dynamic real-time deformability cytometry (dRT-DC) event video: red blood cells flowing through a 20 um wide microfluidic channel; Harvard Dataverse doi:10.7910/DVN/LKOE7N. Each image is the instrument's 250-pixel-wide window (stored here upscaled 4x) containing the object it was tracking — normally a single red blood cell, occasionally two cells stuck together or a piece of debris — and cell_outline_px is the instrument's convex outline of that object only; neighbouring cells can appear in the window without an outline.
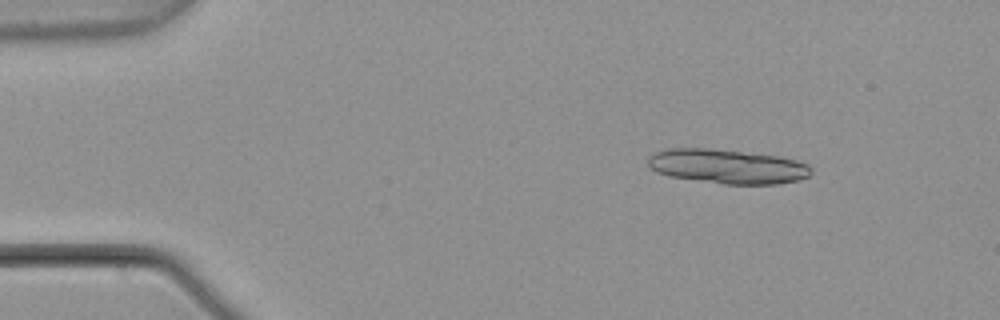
{"species": "common noctule bat (a hibernating species)", "species_latin": "Nyctalus noctula", "temperature_condition": "warm", "stored_images_in_passage": 5, "segment_of_instrument_passage": [1, 2], "camera_frame_rate_fps": 3000, "um_per_image_px": 0.085, "animal": {"sex": "male", "body_mass_g": 21.5, "forearm_length_mm": 52.0}, "frame": {"image": 1, "passage_image": 2, "time_ms": 0.333, "image_size_px": [1000, 320], "cell_outline_px": [[812, 172], [808, 176], [800, 180], [780, 184], [724, 184], [668, 176], [656, 172], [648, 168], [648, 156], [656, 152], [668, 148], [708, 148], [780, 156], [796, 160], [808, 164], [812, 168]], "centroid_in_image_um": [61.83, 14.15], "position_along_channel_um": 23.2, "area_um2": 32.95}}